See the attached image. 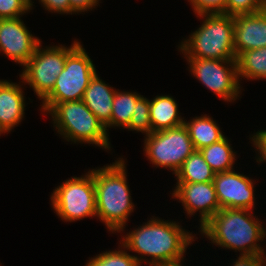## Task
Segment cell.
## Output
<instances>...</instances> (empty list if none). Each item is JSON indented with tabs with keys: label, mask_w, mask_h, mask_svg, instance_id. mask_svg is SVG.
I'll return each instance as SVG.
<instances>
[{
	"label": "cell",
	"mask_w": 266,
	"mask_h": 266,
	"mask_svg": "<svg viewBox=\"0 0 266 266\" xmlns=\"http://www.w3.org/2000/svg\"><path fill=\"white\" fill-rule=\"evenodd\" d=\"M154 217L123 236L120 244L140 255H134L139 263L159 266L180 264L196 235L183 229L179 222Z\"/></svg>",
	"instance_id": "6da1fadb"
},
{
	"label": "cell",
	"mask_w": 266,
	"mask_h": 266,
	"mask_svg": "<svg viewBox=\"0 0 266 266\" xmlns=\"http://www.w3.org/2000/svg\"><path fill=\"white\" fill-rule=\"evenodd\" d=\"M252 212L248 209H220L199 232L210 243L235 252L241 251L240 255H266L259 244L265 238V227Z\"/></svg>",
	"instance_id": "7a4b0ae2"
},
{
	"label": "cell",
	"mask_w": 266,
	"mask_h": 266,
	"mask_svg": "<svg viewBox=\"0 0 266 266\" xmlns=\"http://www.w3.org/2000/svg\"><path fill=\"white\" fill-rule=\"evenodd\" d=\"M126 174L123 158L93 169L97 217L112 233L124 231L128 217L134 211Z\"/></svg>",
	"instance_id": "3957f363"
},
{
	"label": "cell",
	"mask_w": 266,
	"mask_h": 266,
	"mask_svg": "<svg viewBox=\"0 0 266 266\" xmlns=\"http://www.w3.org/2000/svg\"><path fill=\"white\" fill-rule=\"evenodd\" d=\"M202 25L178 47L186 58L236 60L234 16L215 13L198 14ZM204 18V19H203Z\"/></svg>",
	"instance_id": "277c9868"
},
{
	"label": "cell",
	"mask_w": 266,
	"mask_h": 266,
	"mask_svg": "<svg viewBox=\"0 0 266 266\" xmlns=\"http://www.w3.org/2000/svg\"><path fill=\"white\" fill-rule=\"evenodd\" d=\"M47 114L62 138L73 143H88L110 150L105 125L90 111L83 100L57 103Z\"/></svg>",
	"instance_id": "5b68a950"
},
{
	"label": "cell",
	"mask_w": 266,
	"mask_h": 266,
	"mask_svg": "<svg viewBox=\"0 0 266 266\" xmlns=\"http://www.w3.org/2000/svg\"><path fill=\"white\" fill-rule=\"evenodd\" d=\"M93 61L80 43L66 58L52 91L42 100L41 110L48 113L57 103L82 100L90 80L96 74Z\"/></svg>",
	"instance_id": "8992f818"
},
{
	"label": "cell",
	"mask_w": 266,
	"mask_h": 266,
	"mask_svg": "<svg viewBox=\"0 0 266 266\" xmlns=\"http://www.w3.org/2000/svg\"><path fill=\"white\" fill-rule=\"evenodd\" d=\"M50 199L56 214L66 222L97 217L93 169L67 179L55 188Z\"/></svg>",
	"instance_id": "52a82bcc"
},
{
	"label": "cell",
	"mask_w": 266,
	"mask_h": 266,
	"mask_svg": "<svg viewBox=\"0 0 266 266\" xmlns=\"http://www.w3.org/2000/svg\"><path fill=\"white\" fill-rule=\"evenodd\" d=\"M75 40L70 47L64 45L42 48L41 43L35 53L23 66L21 82H25L43 100L53 89L57 76L63 71L67 56L80 44Z\"/></svg>",
	"instance_id": "ba28073f"
},
{
	"label": "cell",
	"mask_w": 266,
	"mask_h": 266,
	"mask_svg": "<svg viewBox=\"0 0 266 266\" xmlns=\"http://www.w3.org/2000/svg\"><path fill=\"white\" fill-rule=\"evenodd\" d=\"M145 155L158 168H168L173 174L195 151L187 128L183 125L167 130L153 132L144 136Z\"/></svg>",
	"instance_id": "9c48e42d"
},
{
	"label": "cell",
	"mask_w": 266,
	"mask_h": 266,
	"mask_svg": "<svg viewBox=\"0 0 266 266\" xmlns=\"http://www.w3.org/2000/svg\"><path fill=\"white\" fill-rule=\"evenodd\" d=\"M191 74L224 101L234 102L240 96L236 60L186 58ZM230 66V67H229Z\"/></svg>",
	"instance_id": "30bf717a"
},
{
	"label": "cell",
	"mask_w": 266,
	"mask_h": 266,
	"mask_svg": "<svg viewBox=\"0 0 266 266\" xmlns=\"http://www.w3.org/2000/svg\"><path fill=\"white\" fill-rule=\"evenodd\" d=\"M31 34L21 17L0 19V53L24 66L41 43Z\"/></svg>",
	"instance_id": "8fae6325"
},
{
	"label": "cell",
	"mask_w": 266,
	"mask_h": 266,
	"mask_svg": "<svg viewBox=\"0 0 266 266\" xmlns=\"http://www.w3.org/2000/svg\"><path fill=\"white\" fill-rule=\"evenodd\" d=\"M213 184L220 208L252 210L255 206L254 181L234 169L215 173Z\"/></svg>",
	"instance_id": "7c38bea8"
},
{
	"label": "cell",
	"mask_w": 266,
	"mask_h": 266,
	"mask_svg": "<svg viewBox=\"0 0 266 266\" xmlns=\"http://www.w3.org/2000/svg\"><path fill=\"white\" fill-rule=\"evenodd\" d=\"M172 197L181 202L186 214L200 213V228L203 227L221 208L213 181L206 183L176 182Z\"/></svg>",
	"instance_id": "4fadbf2b"
},
{
	"label": "cell",
	"mask_w": 266,
	"mask_h": 266,
	"mask_svg": "<svg viewBox=\"0 0 266 266\" xmlns=\"http://www.w3.org/2000/svg\"><path fill=\"white\" fill-rule=\"evenodd\" d=\"M266 47V9L234 16L236 58L245 51Z\"/></svg>",
	"instance_id": "5bb4252c"
},
{
	"label": "cell",
	"mask_w": 266,
	"mask_h": 266,
	"mask_svg": "<svg viewBox=\"0 0 266 266\" xmlns=\"http://www.w3.org/2000/svg\"><path fill=\"white\" fill-rule=\"evenodd\" d=\"M25 106L21 85L0 80V135L18 126L24 117Z\"/></svg>",
	"instance_id": "9a60e30c"
},
{
	"label": "cell",
	"mask_w": 266,
	"mask_h": 266,
	"mask_svg": "<svg viewBox=\"0 0 266 266\" xmlns=\"http://www.w3.org/2000/svg\"><path fill=\"white\" fill-rule=\"evenodd\" d=\"M116 90L108 86L96 73L90 80L82 100L90 111L106 126L111 120Z\"/></svg>",
	"instance_id": "2e32d148"
},
{
	"label": "cell",
	"mask_w": 266,
	"mask_h": 266,
	"mask_svg": "<svg viewBox=\"0 0 266 266\" xmlns=\"http://www.w3.org/2000/svg\"><path fill=\"white\" fill-rule=\"evenodd\" d=\"M178 104L172 96L157 95L150 100V120L153 132L179 127L184 124Z\"/></svg>",
	"instance_id": "e0dca14e"
},
{
	"label": "cell",
	"mask_w": 266,
	"mask_h": 266,
	"mask_svg": "<svg viewBox=\"0 0 266 266\" xmlns=\"http://www.w3.org/2000/svg\"><path fill=\"white\" fill-rule=\"evenodd\" d=\"M213 120L212 117L204 114L190 121H184L195 150L210 146L225 137L216 121Z\"/></svg>",
	"instance_id": "ac0fdd59"
},
{
	"label": "cell",
	"mask_w": 266,
	"mask_h": 266,
	"mask_svg": "<svg viewBox=\"0 0 266 266\" xmlns=\"http://www.w3.org/2000/svg\"><path fill=\"white\" fill-rule=\"evenodd\" d=\"M177 182L206 183L214 179L215 172L206 163L202 153L195 150L175 173Z\"/></svg>",
	"instance_id": "d6986e66"
},
{
	"label": "cell",
	"mask_w": 266,
	"mask_h": 266,
	"mask_svg": "<svg viewBox=\"0 0 266 266\" xmlns=\"http://www.w3.org/2000/svg\"><path fill=\"white\" fill-rule=\"evenodd\" d=\"M206 163L215 173L233 170L236 152L233 151L227 137L199 150Z\"/></svg>",
	"instance_id": "ffe728a7"
},
{
	"label": "cell",
	"mask_w": 266,
	"mask_h": 266,
	"mask_svg": "<svg viewBox=\"0 0 266 266\" xmlns=\"http://www.w3.org/2000/svg\"><path fill=\"white\" fill-rule=\"evenodd\" d=\"M236 62L239 81L266 79V47L242 52Z\"/></svg>",
	"instance_id": "44dd1931"
},
{
	"label": "cell",
	"mask_w": 266,
	"mask_h": 266,
	"mask_svg": "<svg viewBox=\"0 0 266 266\" xmlns=\"http://www.w3.org/2000/svg\"><path fill=\"white\" fill-rule=\"evenodd\" d=\"M142 95L137 92H122L116 90L113 98L112 114L110 122L105 126L106 130L111 127H123L126 128L129 125L131 117L133 115V109H135L136 101Z\"/></svg>",
	"instance_id": "7402d4cb"
},
{
	"label": "cell",
	"mask_w": 266,
	"mask_h": 266,
	"mask_svg": "<svg viewBox=\"0 0 266 266\" xmlns=\"http://www.w3.org/2000/svg\"><path fill=\"white\" fill-rule=\"evenodd\" d=\"M130 131L142 132L150 135L153 133L150 120V100L143 95L136 101L133 115L129 125L125 128Z\"/></svg>",
	"instance_id": "603a6c76"
},
{
	"label": "cell",
	"mask_w": 266,
	"mask_h": 266,
	"mask_svg": "<svg viewBox=\"0 0 266 266\" xmlns=\"http://www.w3.org/2000/svg\"><path fill=\"white\" fill-rule=\"evenodd\" d=\"M117 250L102 252L91 258L85 266H135L138 263L122 244Z\"/></svg>",
	"instance_id": "cb8c5ba5"
},
{
	"label": "cell",
	"mask_w": 266,
	"mask_h": 266,
	"mask_svg": "<svg viewBox=\"0 0 266 266\" xmlns=\"http://www.w3.org/2000/svg\"><path fill=\"white\" fill-rule=\"evenodd\" d=\"M266 9L262 0H225V14L236 16L250 14Z\"/></svg>",
	"instance_id": "d4e9b609"
},
{
	"label": "cell",
	"mask_w": 266,
	"mask_h": 266,
	"mask_svg": "<svg viewBox=\"0 0 266 266\" xmlns=\"http://www.w3.org/2000/svg\"><path fill=\"white\" fill-rule=\"evenodd\" d=\"M32 0H0V19L22 17L32 10Z\"/></svg>",
	"instance_id": "484cf974"
},
{
	"label": "cell",
	"mask_w": 266,
	"mask_h": 266,
	"mask_svg": "<svg viewBox=\"0 0 266 266\" xmlns=\"http://www.w3.org/2000/svg\"><path fill=\"white\" fill-rule=\"evenodd\" d=\"M196 15L198 14H225V0H188Z\"/></svg>",
	"instance_id": "4316f807"
},
{
	"label": "cell",
	"mask_w": 266,
	"mask_h": 266,
	"mask_svg": "<svg viewBox=\"0 0 266 266\" xmlns=\"http://www.w3.org/2000/svg\"><path fill=\"white\" fill-rule=\"evenodd\" d=\"M250 139L252 140L255 150H257L260 155H258L256 161L258 163L266 162V130H258Z\"/></svg>",
	"instance_id": "83f0119b"
},
{
	"label": "cell",
	"mask_w": 266,
	"mask_h": 266,
	"mask_svg": "<svg viewBox=\"0 0 266 266\" xmlns=\"http://www.w3.org/2000/svg\"><path fill=\"white\" fill-rule=\"evenodd\" d=\"M39 2L49 12L69 14V0H39Z\"/></svg>",
	"instance_id": "f1b7e54d"
},
{
	"label": "cell",
	"mask_w": 266,
	"mask_h": 266,
	"mask_svg": "<svg viewBox=\"0 0 266 266\" xmlns=\"http://www.w3.org/2000/svg\"><path fill=\"white\" fill-rule=\"evenodd\" d=\"M100 0H69V14H77L92 10L98 6Z\"/></svg>",
	"instance_id": "f546056e"
},
{
	"label": "cell",
	"mask_w": 266,
	"mask_h": 266,
	"mask_svg": "<svg viewBox=\"0 0 266 266\" xmlns=\"http://www.w3.org/2000/svg\"><path fill=\"white\" fill-rule=\"evenodd\" d=\"M232 266H266L265 255H240Z\"/></svg>",
	"instance_id": "4dcf8cb0"
},
{
	"label": "cell",
	"mask_w": 266,
	"mask_h": 266,
	"mask_svg": "<svg viewBox=\"0 0 266 266\" xmlns=\"http://www.w3.org/2000/svg\"><path fill=\"white\" fill-rule=\"evenodd\" d=\"M141 265H142V263H139V262L135 264V266H141ZM148 265L149 266H159V265H155V264H148Z\"/></svg>",
	"instance_id": "1f68e13d"
},
{
	"label": "cell",
	"mask_w": 266,
	"mask_h": 266,
	"mask_svg": "<svg viewBox=\"0 0 266 266\" xmlns=\"http://www.w3.org/2000/svg\"><path fill=\"white\" fill-rule=\"evenodd\" d=\"M169 266H183V264L180 263V264H174V265H169Z\"/></svg>",
	"instance_id": "d6a6232c"
}]
</instances>
